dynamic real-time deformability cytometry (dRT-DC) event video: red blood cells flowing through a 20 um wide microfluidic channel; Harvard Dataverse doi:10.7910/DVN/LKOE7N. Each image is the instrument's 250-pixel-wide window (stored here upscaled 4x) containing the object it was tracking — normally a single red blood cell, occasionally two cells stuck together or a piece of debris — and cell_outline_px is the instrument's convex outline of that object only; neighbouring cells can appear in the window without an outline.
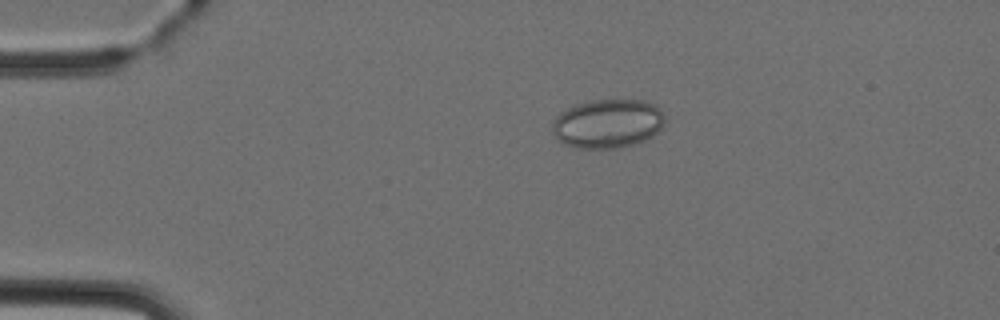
{"species": "Egyptian fruit bat (a non-hibernating species)", "species_latin": "Rousettus aegyptiacus", "temperature_condition": "cold", "stored_images_in_passage": 2, "camera_frame_rate_fps": 3000, "um_per_image_px": 0.085, "animal": {"sex": "female"}, "frame": {"image": 1, "passage_image": 1, "time_ms": 0.0, "image_size_px": [1000, 320], "cell_outline_px": [[664, 124], [652, 136], [644, 140], [632, 144], [616, 148], [576, 148], [564, 144], [556, 140], [552, 132], [552, 120], [560, 112], [576, 104], [592, 100], [644, 100], [656, 104], [664, 112]], "centroid_in_image_um": [51.63, 10.5], "position_along_channel_um": 33.4, "area_um2": 32.37}}